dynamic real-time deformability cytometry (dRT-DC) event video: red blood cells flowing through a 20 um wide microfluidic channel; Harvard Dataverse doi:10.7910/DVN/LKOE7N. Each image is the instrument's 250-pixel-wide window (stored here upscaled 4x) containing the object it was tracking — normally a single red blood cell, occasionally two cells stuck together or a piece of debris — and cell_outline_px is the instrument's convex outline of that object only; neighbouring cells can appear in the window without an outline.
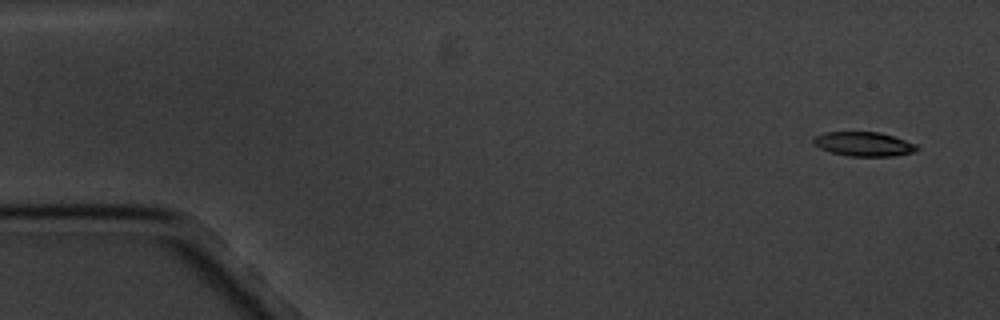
{"species": "common noctule bat (a hibernating species)", "species_latin": "Nyctalus noctula", "temperature_condition": "cold", "stored_images_in_passage": 5, "camera_frame_rate_fps": 3000, "um_per_image_px": 0.085, "animal": {"sex": "male", "body_mass_g": 20.1, "forearm_length_mm": 53.5}, "frame": {"image": 1, "passage_image": 1, "time_ms": 0.0, "image_size_px": [1000, 320], "cell_outline_px": [[920, 148], [912, 152], [892, 156], [848, 156], [832, 152], [820, 148], [812, 140], [816, 136], [824, 132], [880, 132], [916, 144]], "centroid_in_image_um": [73.42, 12.24], "position_along_channel_um": 11.6, "area_um2": 14.39}}
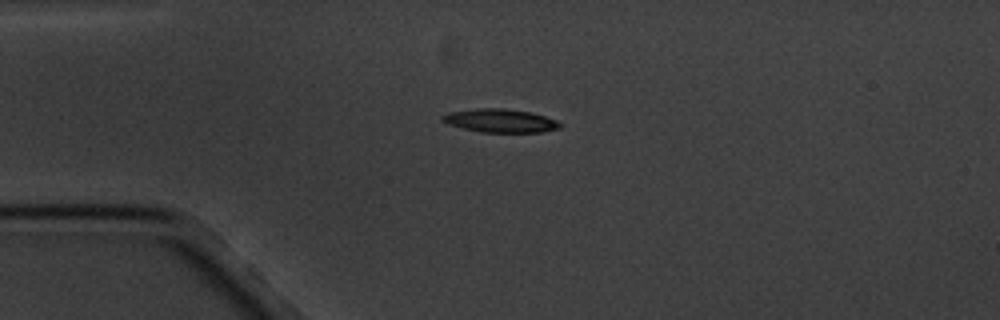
{"frame": {"image": 2, "passage_image": 4, "time_ms": 3.667, "image_size_px": [1000, 320], "cell_outline_px": [[560, 128], [544, 132], [480, 132], [448, 124], [440, 120], [440, 116], [448, 112], [480, 108], [504, 108], [532, 112], [556, 120], [560, 124]], "centroid_in_image_um": [42.5, 10.25], "position_along_channel_um": 42.5, "area_um2": 16.07}}